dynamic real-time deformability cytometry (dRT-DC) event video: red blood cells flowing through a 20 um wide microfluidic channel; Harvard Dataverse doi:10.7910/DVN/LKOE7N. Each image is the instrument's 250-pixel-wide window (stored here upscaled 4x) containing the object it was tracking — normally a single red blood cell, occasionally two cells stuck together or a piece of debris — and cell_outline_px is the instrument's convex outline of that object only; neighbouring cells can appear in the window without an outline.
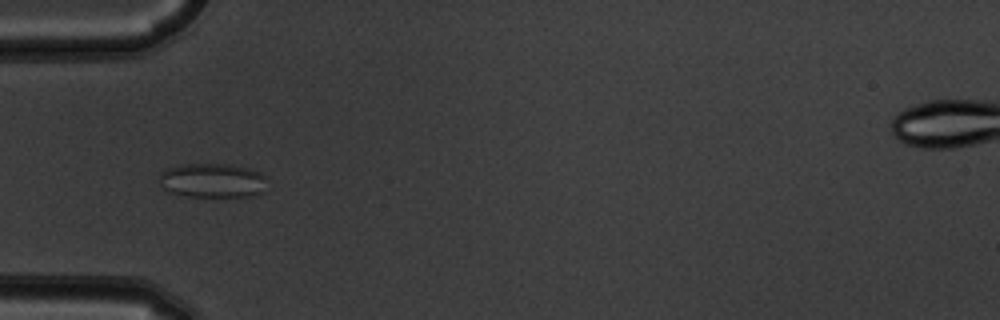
{"species": "common noctule bat (a hibernating species)", "species_latin": "Nyctalus noctula", "temperature_condition": "warm", "stored_images_in_passage": 9, "camera_frame_rate_fps": 3000, "um_per_image_px": 0.085, "animal": {"sex": "male", "body_mass_g": 19.5, "forearm_length_mm": 54.6}, "frame": {"image": 1, "passage_image": 6, "time_ms": 1.667, "image_size_px": [1000, 320], "cell_outline_px": [[264, 192], [252, 196], [188, 196], [168, 192], [160, 184], [160, 172], [164, 168], [184, 164], [228, 164], [248, 168], [260, 172], [264, 176]], "centroid_in_image_um": [18.02, 15.33], "position_along_channel_um": 67.0, "area_um2": 21.56}}
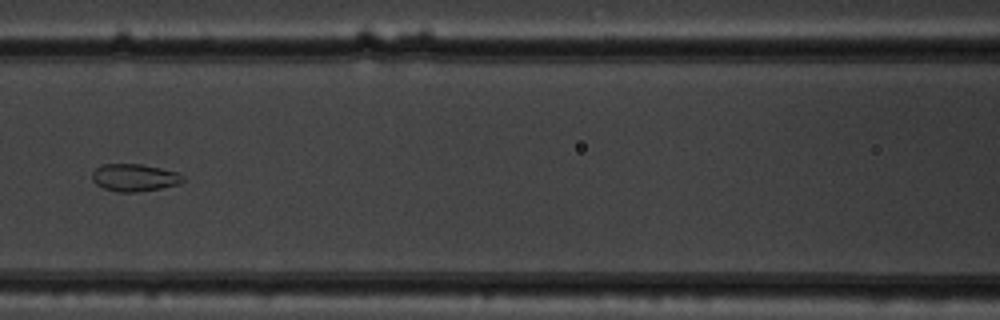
{"frame": {"image": 2, "passage_image": 8, "time_ms": 2.333, "image_size_px": [1000, 320], "cell_outline_px": [[184, 180], [176, 184], [160, 188], [136, 192], [116, 192], [104, 188], [96, 184], [92, 180], [92, 172], [96, 168], [104, 164], [140, 164], [160, 168], [176, 172], [184, 176]], "centroid_in_image_um": [11.39, 15.09], "position_along_channel_um": 155.2, "area_um2": 14.33}}
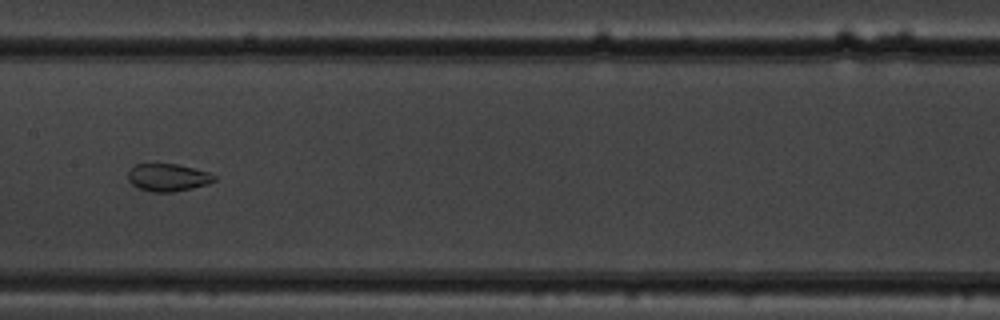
{"frame": {"image": 3, "passage_image": 9, "time_ms": 2.667, "image_size_px": [1000, 320], "cell_outline_px": [[216, 180], [208, 184], [192, 188], [172, 192], [152, 192], [140, 188], [132, 184], [128, 180], [128, 172], [136, 164], [176, 164], [208, 172], [216, 176]], "centroid_in_image_um": [14.28, 15.09], "position_along_channel_um": 193.1, "area_um2": 13.7}}